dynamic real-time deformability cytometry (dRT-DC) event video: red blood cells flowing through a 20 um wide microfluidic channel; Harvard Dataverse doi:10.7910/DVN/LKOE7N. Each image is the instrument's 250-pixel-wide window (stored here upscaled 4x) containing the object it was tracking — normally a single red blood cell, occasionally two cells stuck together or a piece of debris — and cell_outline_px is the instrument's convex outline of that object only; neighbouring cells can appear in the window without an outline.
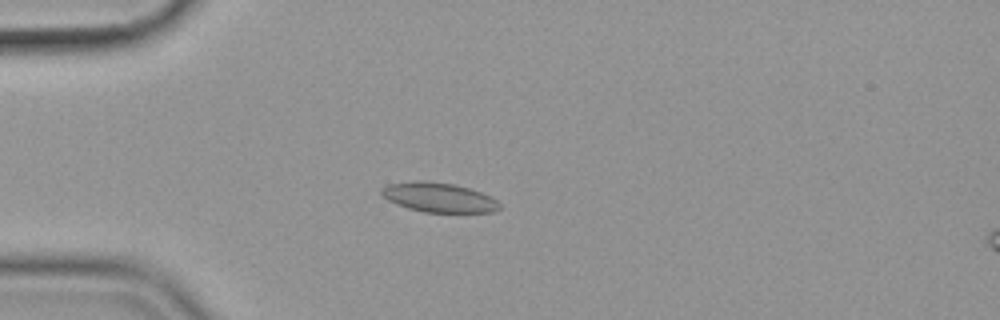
{"species": "common noctule bat (a hibernating species)", "species_latin": "Nyctalus noctula", "temperature_condition": "cold", "stored_images_in_passage": 57, "camera_frame_rate_fps": 3000, "um_per_image_px": 0.085, "animal": {"sex": "female", "body_mass_g": 19.9}, "frame": {"image": 1, "passage_image": 16, "time_ms": 5.0, "image_size_px": [1000, 320], "cell_outline_px": [[500, 208], [496, 212], [424, 212], [408, 208], [396, 204], [380, 196], [380, 188], [388, 184], [412, 180], [424, 180], [456, 184], [492, 196], [500, 204]], "centroid_in_image_um": [37.26, 16.77], "position_along_channel_um": 47.7, "area_um2": 20.63}}
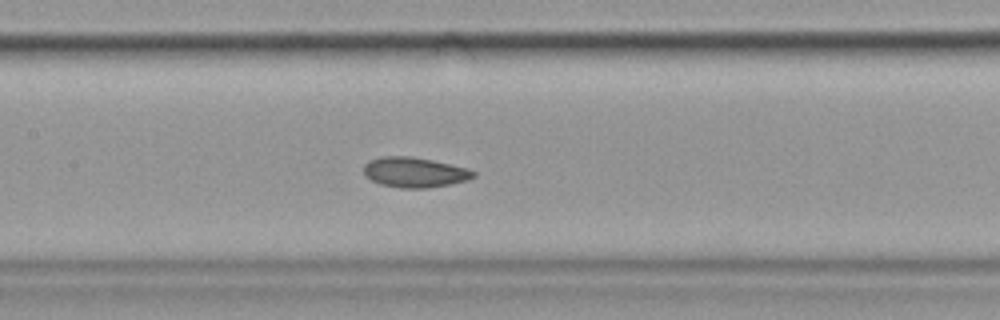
{"frame": {"image": 2, "passage_image": 28, "time_ms": 9.0, "image_size_px": [1000, 320], "cell_outline_px": [[476, 176], [468, 180], [452, 184], [428, 188], [400, 188], [380, 184], [364, 176], [364, 164], [368, 160], [380, 156], [412, 156], [432, 160], [468, 168], [476, 172]], "centroid_in_image_um": [35.24, 14.64], "position_along_channel_um": 172.2, "area_um2": 19.54}}
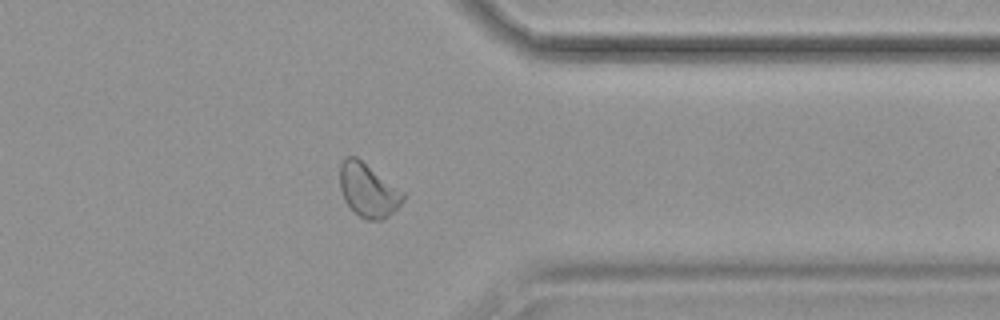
{"frame": {"image": 3, "passage_image": 46, "time_ms": 15.0, "image_size_px": [1000, 320], "cell_outline_px": [[408, 196], [384, 220], [364, 220], [352, 212], [344, 200], [340, 188], [340, 164], [348, 156], [356, 156], [408, 192]], "centroid_in_image_um": [31.34, 16.18], "position_along_channel_um": 380.1, "area_um2": 20.46}, "authors_computed_cell_mechanics": {"area_um2": 19.8832, "velocity_mm_per_s": 3.5572, "shape_relaxation_time_tau1_ms": null, "shape_relaxation_time_tau2_ms": 2.6263, "deformation_change_tau1": null, "deformation_change_tau2": 0.0739}}